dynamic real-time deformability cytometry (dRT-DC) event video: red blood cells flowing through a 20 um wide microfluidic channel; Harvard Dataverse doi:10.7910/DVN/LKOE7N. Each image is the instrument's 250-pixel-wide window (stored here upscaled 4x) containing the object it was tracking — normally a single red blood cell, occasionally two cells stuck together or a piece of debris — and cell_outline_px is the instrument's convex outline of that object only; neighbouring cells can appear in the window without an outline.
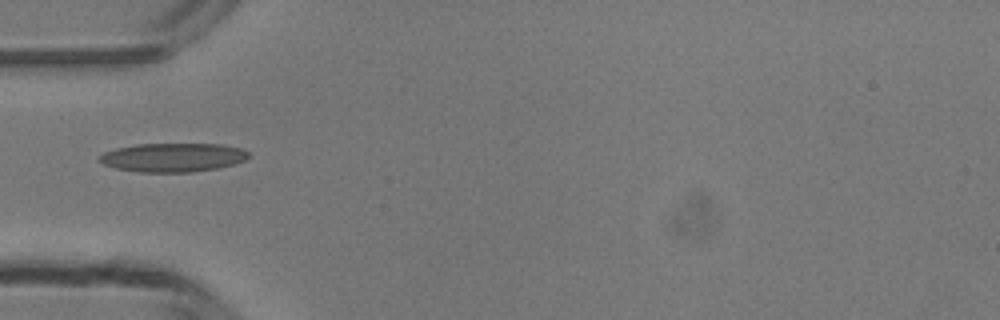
{"species": "common noctule bat (a hibernating species)", "species_latin": "Nyctalus noctula", "temperature_condition": "room temperature", "stored_images_in_passage": 34, "camera_frame_rate_fps": 3000, "um_per_image_px": 0.085, "animal": {"sex": "male", "body_mass_g": 13.3}, "frame": {"image": 1, "passage_image": 1, "time_ms": 0.0, "image_size_px": [1000, 320], "cell_outline_px": [[248, 156], [244, 160], [232, 164], [216, 168], [192, 172], [140, 172], [116, 168], [104, 164], [96, 160], [104, 152], [116, 148], [136, 144], [224, 144], [240, 148], [248, 152]], "centroid_in_image_um": [14.66, 13.37], "position_along_channel_um": 70.3, "area_um2": 24.91}}
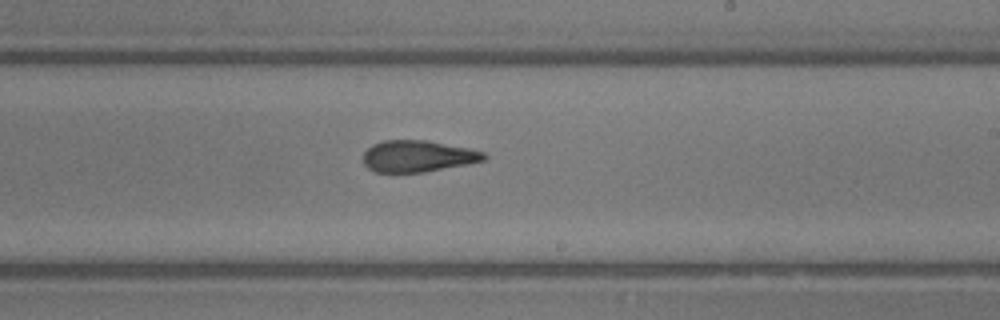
{"frame": {"image": 2, "passage_image": 14, "time_ms": 4.333, "image_size_px": [1000, 320], "cell_outline_px": [[488, 156], [484, 160], [468, 164], [424, 172], [376, 172], [368, 168], [364, 164], [364, 152], [372, 144], [384, 140], [428, 140], [468, 148], [484, 152]], "centroid_in_image_um": [35.52, 13.27], "position_along_channel_um": 253.5, "area_um2": 22.2}}
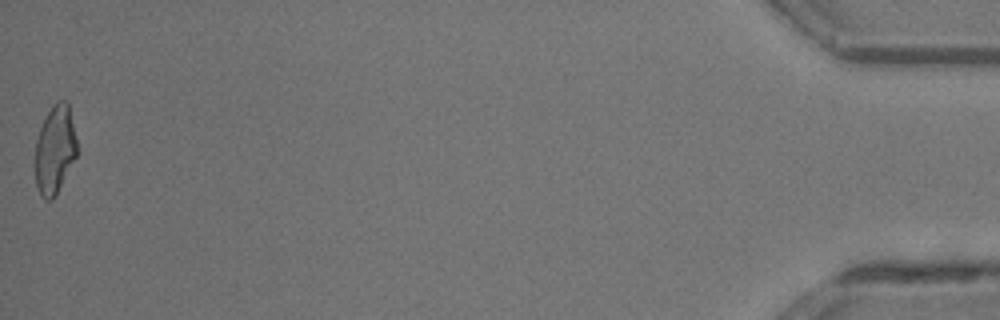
{"frame": {"image": 3, "passage_image": 34, "time_ms": 11.0, "image_size_px": [1000, 320], "cell_outline_px": [[76, 156], [52, 200], [44, 200], [40, 196], [36, 184], [32, 164], [36, 140], [40, 128], [52, 104], [56, 100], [68, 100], [76, 136]], "centroid_in_image_um": [4.62, 12.7], "position_along_channel_um": 430.6, "area_um2": 21.91}, "authors_computed_cell_mechanics": {"area_um2": 22.4553, "velocity_mm_per_s": 4.2001, "shape_relaxation_time_tau1_ms": 7.8988, "shape_relaxation_time_tau2_ms": 2.0751, "deformation_change_tau1": 0.201, "deformation_change_tau2": 0.1062}}